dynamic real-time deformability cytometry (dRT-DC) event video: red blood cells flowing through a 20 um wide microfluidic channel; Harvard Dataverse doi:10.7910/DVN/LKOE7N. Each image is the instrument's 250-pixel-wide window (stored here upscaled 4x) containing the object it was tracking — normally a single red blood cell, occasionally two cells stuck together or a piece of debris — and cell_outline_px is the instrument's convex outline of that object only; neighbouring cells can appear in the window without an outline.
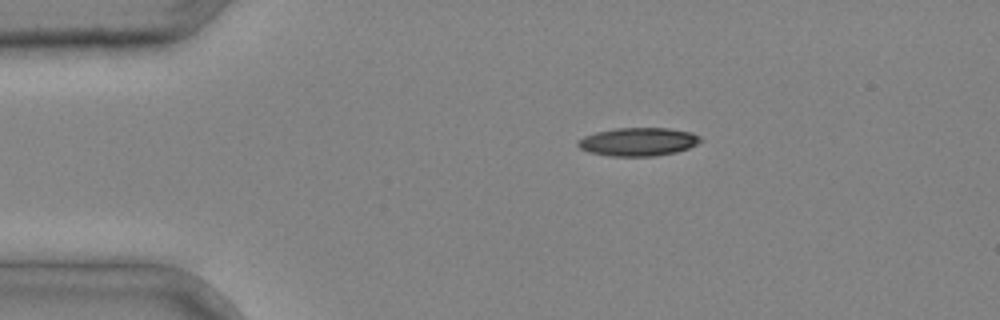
{"species": "common noctule bat (a hibernating species)", "species_latin": "Nyctalus noctula", "temperature_condition": "cold", "stored_images_in_passage": 2, "camera_frame_rate_fps": 3000, "um_per_image_px": 0.085, "animal": {"sex": "male", "body_mass_g": 20.4}, "frame": {"image": 1, "passage_image": 1, "time_ms": 0.0, "image_size_px": [1000, 320], "cell_outline_px": [[704, 140], [688, 148], [676, 152], [656, 156], [612, 156], [588, 152], [580, 148], [576, 144], [576, 140], [584, 136], [596, 132], [616, 128], [668, 128], [692, 132], [700, 136]], "centroid_in_image_um": [54.24, 12.05], "position_along_channel_um": 30.8, "area_um2": 20.35}}